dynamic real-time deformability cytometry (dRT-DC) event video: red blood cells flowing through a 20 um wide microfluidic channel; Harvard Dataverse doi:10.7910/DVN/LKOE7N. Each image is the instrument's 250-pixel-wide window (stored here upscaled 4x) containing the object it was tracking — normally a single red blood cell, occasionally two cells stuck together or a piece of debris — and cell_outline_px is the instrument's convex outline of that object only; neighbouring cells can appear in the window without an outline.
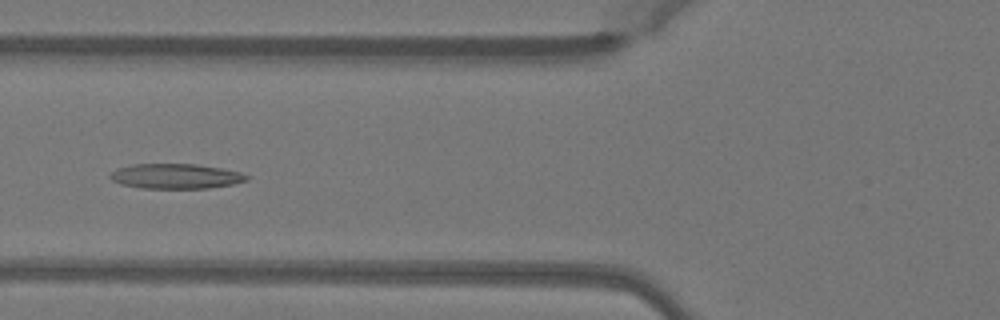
{"species": "Egyptian fruit bat (a non-hibernating species)", "species_latin": "Rousettus aegyptiacus", "temperature_condition": "warm", "stored_images_in_passage": 51, "camera_frame_rate_fps": 3000, "um_per_image_px": 0.085, "animal": {"sex": "female"}, "frame": {"image": 1, "passage_image": 20, "time_ms": 6.333, "image_size_px": [1000, 320], "cell_outline_px": [[252, 176], [248, 180], [232, 184], [208, 188], [140, 188], [120, 184], [112, 180], [108, 176], [116, 168], [132, 164], [196, 164], [220, 168], [240, 172]], "centroid_in_image_um": [14.93, 14.97], "position_along_channel_um": 110.9, "area_um2": 19.94}}
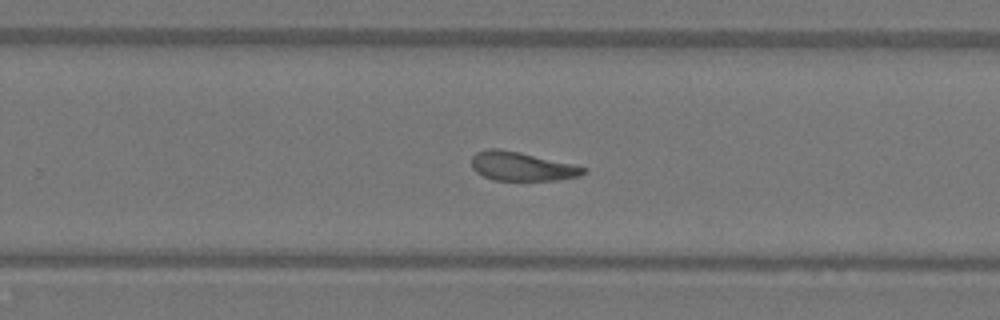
{"frame": {"image": 2, "passage_image": 33, "time_ms": 10.667, "image_size_px": [1000, 320], "cell_outline_px": [[588, 172], [580, 176], [556, 180], [492, 180], [476, 172], [472, 168], [472, 156], [476, 152], [488, 148], [500, 148], [520, 152], [572, 164], [588, 168]], "centroid_in_image_um": [44.35, 14.14], "position_along_channel_um": 285.5, "area_um2": 18.9}}
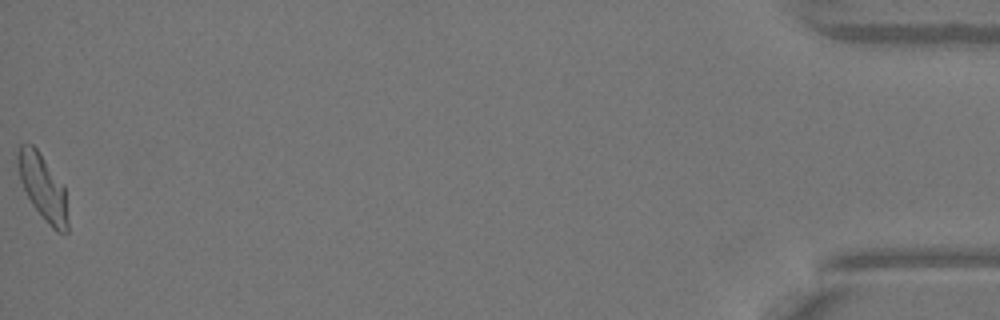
{"frame": {"image": 3, "passage_image": 51, "time_ms": 16.667, "image_size_px": [1000, 320], "cell_outline_px": [[68, 232], [56, 232], [52, 228], [32, 204], [20, 180], [16, 160], [16, 156], [20, 144], [32, 144], [36, 148], [64, 184], [68, 224]], "centroid_in_image_um": [3.64, 15.9], "position_along_channel_um": 431.6, "area_um2": 19.02}, "authors_computed_cell_mechanics": {"area_um2": 19.7676, "velocity_mm_per_s": 4.0431, "shape_relaxation_time_tau1_ms": null, "shape_relaxation_time_tau2_ms": 2.4911, "deformation_change_tau1": null, "deformation_change_tau2": 0.1022}}